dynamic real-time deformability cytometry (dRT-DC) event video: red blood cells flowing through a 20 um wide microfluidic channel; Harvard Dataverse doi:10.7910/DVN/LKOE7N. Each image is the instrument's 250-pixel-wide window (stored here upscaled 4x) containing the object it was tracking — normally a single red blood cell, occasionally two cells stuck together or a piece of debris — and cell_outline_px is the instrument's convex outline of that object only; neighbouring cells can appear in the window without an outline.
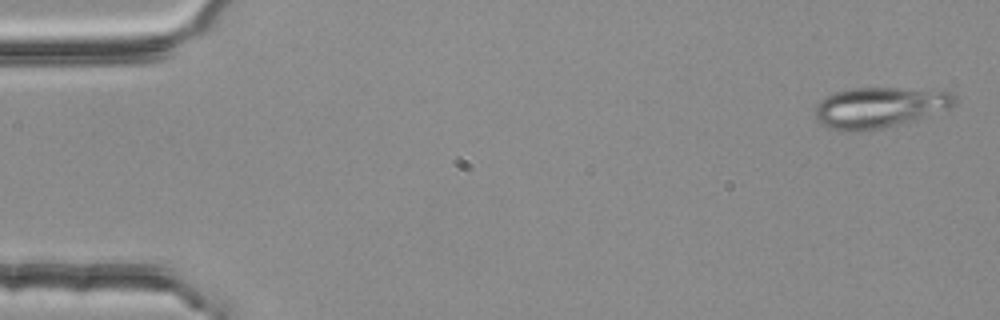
{"species": "common noctule bat (a hibernating species)", "species_latin": "Nyctalus noctula", "temperature_condition": "room temperature", "stored_images_in_passage": 4, "camera_frame_rate_fps": 3000, "um_per_image_px": 0.085, "animal": {"sex": "female", "body_mass_g": 25.1}, "frame": {"image": 1, "passage_image": 1, "time_ms": 0.0, "image_size_px": [1000, 320], "cell_outline_px": [[956, 104], [948, 108], [908, 124], [884, 128], [856, 132], [832, 128], [820, 124], [816, 120], [816, 104], [824, 96], [836, 92], [852, 88], [948, 88], [956, 96]], "centroid_in_image_um": [74.86, 9.11], "position_along_channel_um": 10.1, "area_um2": 34.1}}